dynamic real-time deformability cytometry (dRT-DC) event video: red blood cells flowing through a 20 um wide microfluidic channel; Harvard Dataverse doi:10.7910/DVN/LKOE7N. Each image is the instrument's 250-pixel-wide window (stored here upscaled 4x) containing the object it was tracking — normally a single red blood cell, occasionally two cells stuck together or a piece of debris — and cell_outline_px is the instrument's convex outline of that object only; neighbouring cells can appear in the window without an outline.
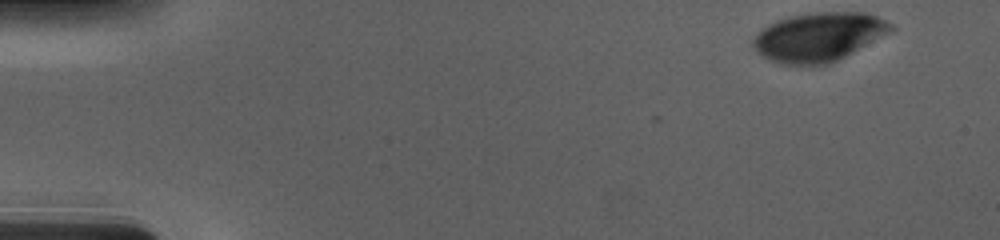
{"species": "human", "species_latin": "Homo sapiens", "temperature_condition": "cold", "stored_images_in_passage": 45, "camera_frame_rate_fps": 3000, "um_per_image_px": 0.085, "donor": {"sex": "male"}, "frame": {"image": 1, "passage_image": 1, "time_ms": 0.0, "image_size_px": [1000, 240], "cell_outline_px": [[896, 28], [852, 52], [828, 64], [784, 64], [772, 60], [764, 56], [752, 44], [752, 40], [768, 24], [776, 20], [792, 16], [816, 12], [864, 12], [876, 16], [892, 24]], "centroid_in_image_um": [69.6, 3.11], "position_along_channel_um": 15.4, "area_um2": 38.26}}
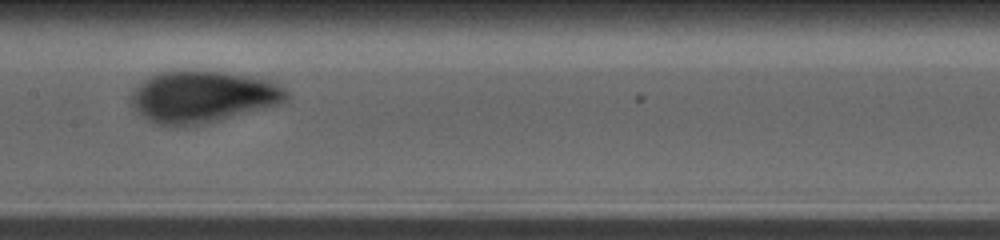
{"frame": {"image": 2, "passage_image": 26, "time_ms": 8.333, "image_size_px": [1000, 240], "cell_outline_px": [[288, 96], [284, 100], [276, 104], [204, 124], [184, 128], [172, 128], [156, 124], [148, 120], [132, 108], [128, 100], [128, 96], [132, 88], [148, 76], [156, 72], [224, 72], [248, 76], [268, 80], [284, 88], [288, 92]], "centroid_in_image_um": [17.08, 8.26], "position_along_channel_um": 190.3, "area_um2": 46.93}}
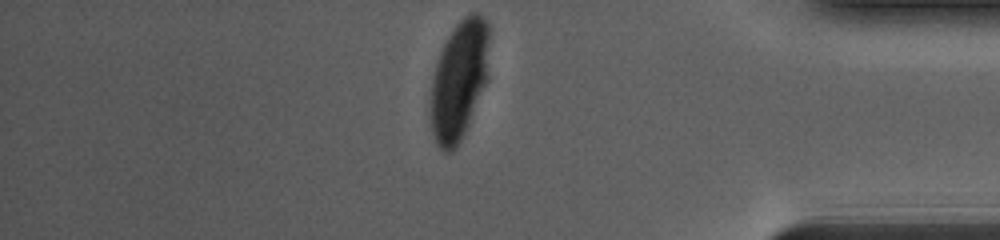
{"frame": {"image": 3, "passage_image": 45, "time_ms": 14.667, "image_size_px": [1000, 240], "cell_outline_px": [[488, 80], [464, 132], [456, 148], [452, 152], [444, 152], [436, 144], [432, 132], [428, 112], [428, 100], [432, 80], [436, 64], [440, 52], [448, 36], [456, 24], [464, 16], [472, 12], [476, 12], [488, 20]], "centroid_in_image_um": [38.99, 6.83], "position_along_channel_um": 396.2, "area_um2": 41.33}, "authors_computed_cell_mechanics": {"area_um2": 44.5638, "velocity_mm_per_s": 3.6788, "shape_relaxation_time_tau1_ms": 5.8531, "shape_relaxation_time_tau2_ms": null, "deformation_change_tau1": 0.1897, "deformation_change_tau2": null}}